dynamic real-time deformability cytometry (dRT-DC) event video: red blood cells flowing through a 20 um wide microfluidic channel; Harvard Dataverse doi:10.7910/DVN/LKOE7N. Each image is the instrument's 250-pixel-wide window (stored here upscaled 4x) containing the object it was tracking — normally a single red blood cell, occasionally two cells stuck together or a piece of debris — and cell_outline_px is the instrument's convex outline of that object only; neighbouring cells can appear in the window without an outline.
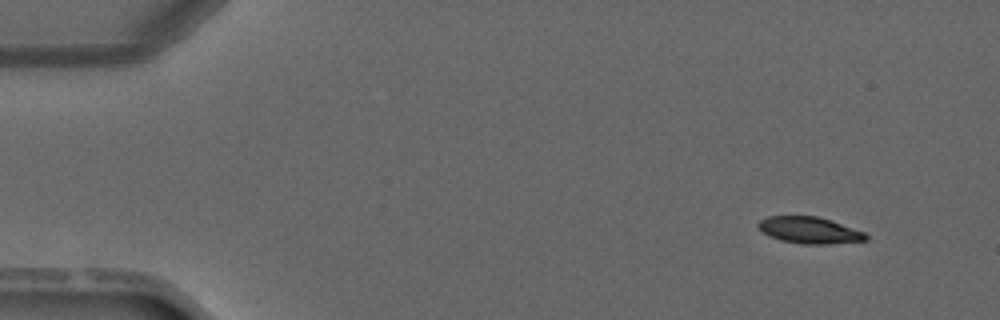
{"species": "common noctule bat (a hibernating species)", "species_latin": "Nyctalus noctula", "temperature_condition": "warm", "stored_images_in_passage": 6, "camera_frame_rate_fps": 3000, "um_per_image_px": 0.085, "animal": {"sex": "male", "forearm_length_mm": 52.5}, "frame": {"image": 1, "passage_image": 6, "time_ms": 7.0, "image_size_px": [1000, 320], "cell_outline_px": [[868, 240], [828, 244], [800, 244], [780, 240], [768, 236], [756, 224], [760, 220], [768, 216], [816, 216], [832, 220], [864, 232], [868, 236]], "centroid_in_image_um": [68.8, 19.57], "position_along_channel_um": 16.2, "area_um2": 16.7}}